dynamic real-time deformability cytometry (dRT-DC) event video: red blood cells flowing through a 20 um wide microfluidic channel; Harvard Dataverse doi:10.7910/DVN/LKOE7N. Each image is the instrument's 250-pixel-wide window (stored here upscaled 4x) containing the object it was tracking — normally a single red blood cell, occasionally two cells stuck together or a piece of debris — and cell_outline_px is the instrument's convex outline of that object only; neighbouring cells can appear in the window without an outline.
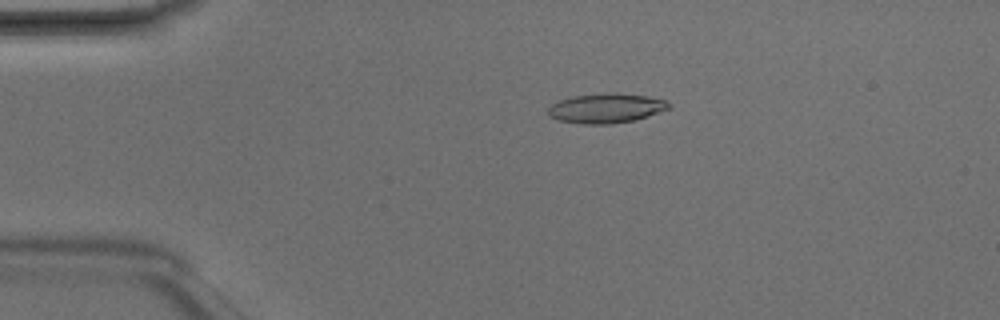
{"species": "Egyptian fruit bat (a non-hibernating species)", "species_latin": "Rousettus aegyptiacus", "temperature_condition": "room temperature", "stored_images_in_passage": 3, "camera_frame_rate_fps": 3000, "um_per_image_px": 0.085, "animal": {"sex": "male"}, "frame": {"image": 1, "passage_image": 2, "time_ms": 0.333, "image_size_px": [1000, 320], "cell_outline_px": [[672, 108], [636, 120], [612, 124], [580, 124], [560, 120], [548, 116], [548, 108], [552, 104], [560, 100], [572, 96], [608, 92], [616, 92], [648, 96], [668, 100], [672, 104]], "centroid_in_image_um": [51.58, 9.19], "position_along_channel_um": 33.4, "area_um2": 21.27}}